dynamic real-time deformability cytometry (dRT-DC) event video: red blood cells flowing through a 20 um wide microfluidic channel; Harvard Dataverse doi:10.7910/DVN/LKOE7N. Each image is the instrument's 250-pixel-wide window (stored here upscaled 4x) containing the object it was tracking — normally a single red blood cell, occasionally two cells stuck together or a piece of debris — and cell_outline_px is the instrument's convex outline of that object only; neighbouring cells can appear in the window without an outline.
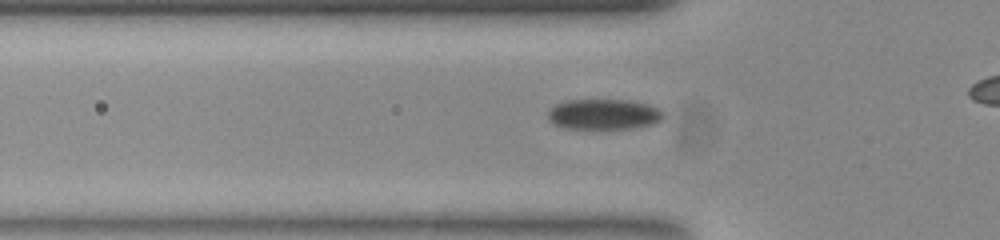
{"species": "common noctule bat (a hibernating species)", "species_latin": "Nyctalus noctula", "temperature_condition": "room temperature", "stored_images_in_passage": 27, "camera_frame_rate_fps": 3000, "um_per_image_px": 0.085, "animal": {"sex": "female", "body_mass_g": 23.0, "forearm_length_mm": 53.4}, "frame": {"image": 1, "passage_image": 2, "time_ms": 0.333, "image_size_px": [1000, 240], "cell_outline_px": [[664, 116], [656, 124], [632, 128], [564, 128], [556, 124], [548, 116], [548, 112], [556, 104], [564, 100], [628, 100], [660, 108], [664, 112]], "centroid_in_image_um": [51.36, 9.71], "position_along_channel_um": 74.4, "area_um2": 20.29}}
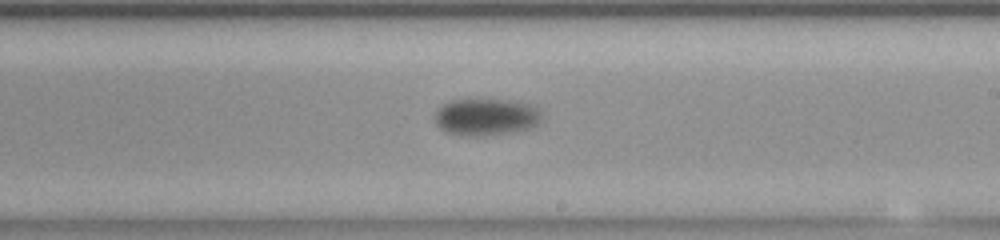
{"frame": {"image": 2, "passage_image": 16, "time_ms": 5.0, "image_size_px": [1000, 240], "cell_outline_px": [[536, 120], [532, 124], [524, 128], [484, 136], [464, 136], [448, 132], [440, 128], [436, 120], [436, 112], [444, 104], [452, 100], [496, 100], [520, 104], [532, 108], [536, 112]], "centroid_in_image_um": [41.1, 9.96], "position_along_channel_um": 247.9, "area_um2": 21.21}}
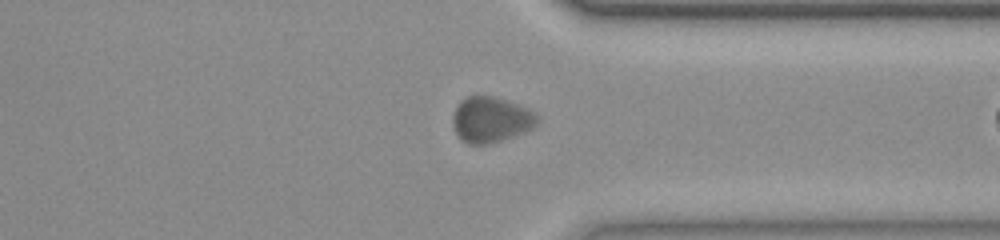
{"frame": {"image": 3, "passage_image": 26, "time_ms": 8.333, "image_size_px": [1000, 240], "cell_outline_px": [[536, 124], [532, 128], [500, 140], [488, 144], [468, 144], [460, 140], [456, 132], [452, 120], [456, 108], [460, 100], [468, 96], [492, 96], [516, 104], [532, 112], [536, 116]], "centroid_in_image_um": [41.65, 10.17], "position_along_channel_um": 369.7, "area_um2": 21.79}}